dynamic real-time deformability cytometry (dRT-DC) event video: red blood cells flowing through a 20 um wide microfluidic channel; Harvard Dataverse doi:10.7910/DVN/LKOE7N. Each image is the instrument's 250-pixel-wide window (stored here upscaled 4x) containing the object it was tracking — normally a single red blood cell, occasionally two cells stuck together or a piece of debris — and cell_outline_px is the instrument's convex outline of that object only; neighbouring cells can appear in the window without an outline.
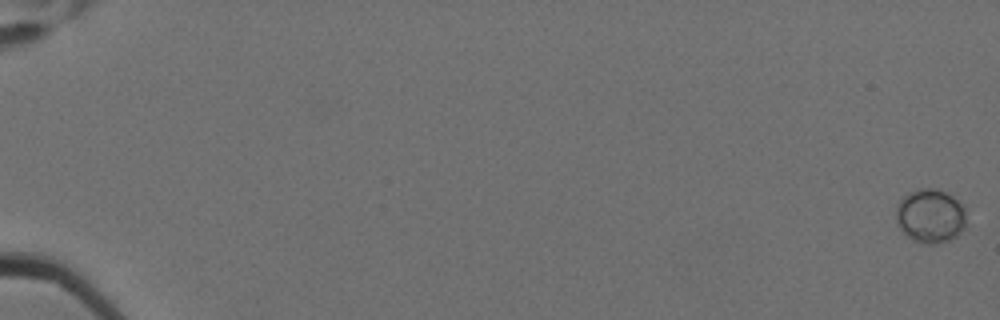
{"species": "Egyptian fruit bat (a non-hibernating species)", "species_latin": "Rousettus aegyptiacus", "temperature_condition": "cold", "stored_images_in_passage": 7, "camera_frame_rate_fps": 3000, "um_per_image_px": 0.085, "animal": {"sex": "female"}, "frame": {"image": 1, "passage_image": 1, "time_ms": 0.0, "image_size_px": [1000, 320], "cell_outline_px": [[964, 228], [952, 240], [940, 244], [920, 244], [912, 240], [896, 224], [896, 204], [908, 192], [920, 188], [932, 188], [944, 192], [952, 196], [964, 204]], "centroid_in_image_um": [79.06, 18.37], "position_along_channel_um": 5.9, "area_um2": 22.37}}
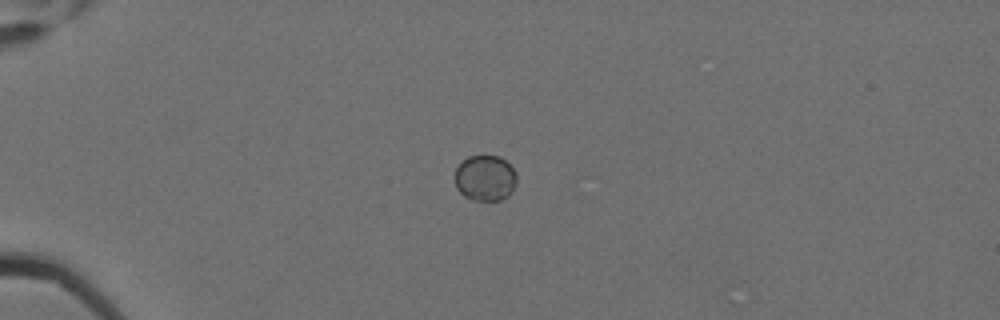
{"frame": {"image": 2, "passage_image": 5, "time_ms": 1.333, "image_size_px": [1000, 320], "cell_outline_px": [[516, 184], [512, 192], [508, 196], [500, 200], [472, 200], [464, 196], [456, 188], [456, 168], [468, 156], [500, 156], [516, 172]], "centroid_in_image_um": [41.25, 15.15], "position_along_channel_um": 43.7, "area_um2": 16.42}}
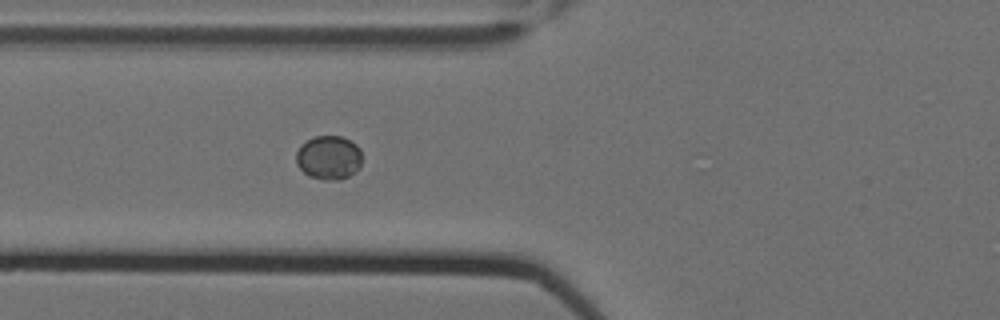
{"frame": {"image": 3, "passage_image": 7, "time_ms": 2.0, "image_size_px": [1000, 320], "cell_outline_px": [[360, 168], [356, 172], [340, 180], [324, 180], [308, 176], [296, 164], [296, 152], [300, 144], [316, 136], [340, 136], [356, 144], [360, 148]], "centroid_in_image_um": [27.93, 13.41], "position_along_channel_um": 97.9, "area_um2": 16.94}}